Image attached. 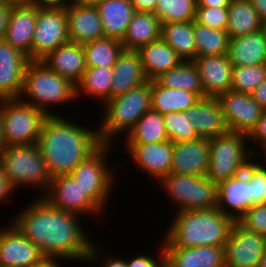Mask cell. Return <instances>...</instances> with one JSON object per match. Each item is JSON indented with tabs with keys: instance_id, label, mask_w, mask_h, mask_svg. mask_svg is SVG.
Listing matches in <instances>:
<instances>
[{
	"instance_id": "6da1fadb",
	"label": "cell",
	"mask_w": 266,
	"mask_h": 267,
	"mask_svg": "<svg viewBox=\"0 0 266 267\" xmlns=\"http://www.w3.org/2000/svg\"><path fill=\"white\" fill-rule=\"evenodd\" d=\"M17 214L12 224L38 246L44 256L87 262L98 259L99 247L87 237L78 222L79 215L56 209L43 197Z\"/></svg>"
},
{
	"instance_id": "7a4b0ae2",
	"label": "cell",
	"mask_w": 266,
	"mask_h": 267,
	"mask_svg": "<svg viewBox=\"0 0 266 267\" xmlns=\"http://www.w3.org/2000/svg\"><path fill=\"white\" fill-rule=\"evenodd\" d=\"M38 146L45 160L51 179L68 175L74 168L95 152L103 143L98 130L49 116L40 131Z\"/></svg>"
},
{
	"instance_id": "3957f363",
	"label": "cell",
	"mask_w": 266,
	"mask_h": 267,
	"mask_svg": "<svg viewBox=\"0 0 266 267\" xmlns=\"http://www.w3.org/2000/svg\"><path fill=\"white\" fill-rule=\"evenodd\" d=\"M163 247L224 246L236 222L217 208L179 210Z\"/></svg>"
},
{
	"instance_id": "277c9868",
	"label": "cell",
	"mask_w": 266,
	"mask_h": 267,
	"mask_svg": "<svg viewBox=\"0 0 266 267\" xmlns=\"http://www.w3.org/2000/svg\"><path fill=\"white\" fill-rule=\"evenodd\" d=\"M22 96L30 98L24 102L43 110L49 116H57L48 111L46 106L76 100V85L54 72L43 61L30 60L24 73L20 98Z\"/></svg>"
},
{
	"instance_id": "5b68a950",
	"label": "cell",
	"mask_w": 266,
	"mask_h": 267,
	"mask_svg": "<svg viewBox=\"0 0 266 267\" xmlns=\"http://www.w3.org/2000/svg\"><path fill=\"white\" fill-rule=\"evenodd\" d=\"M103 105L105 115L98 127L99 137L102 143L111 144L115 135L125 130L128 134L137 121L151 109V81L130 89Z\"/></svg>"
},
{
	"instance_id": "8992f818",
	"label": "cell",
	"mask_w": 266,
	"mask_h": 267,
	"mask_svg": "<svg viewBox=\"0 0 266 267\" xmlns=\"http://www.w3.org/2000/svg\"><path fill=\"white\" fill-rule=\"evenodd\" d=\"M247 141L246 134L230 131L209 139V165L206 177L218 184L244 170L256 154V150H247Z\"/></svg>"
},
{
	"instance_id": "52a82bcc",
	"label": "cell",
	"mask_w": 266,
	"mask_h": 267,
	"mask_svg": "<svg viewBox=\"0 0 266 267\" xmlns=\"http://www.w3.org/2000/svg\"><path fill=\"white\" fill-rule=\"evenodd\" d=\"M0 166L15 188L38 185L47 191L51 177L37 143L6 147L0 152Z\"/></svg>"
},
{
	"instance_id": "ba28073f",
	"label": "cell",
	"mask_w": 266,
	"mask_h": 267,
	"mask_svg": "<svg viewBox=\"0 0 266 267\" xmlns=\"http://www.w3.org/2000/svg\"><path fill=\"white\" fill-rule=\"evenodd\" d=\"M2 115L6 147L38 143L42 126L49 117L21 98L2 99Z\"/></svg>"
},
{
	"instance_id": "9c48e42d",
	"label": "cell",
	"mask_w": 266,
	"mask_h": 267,
	"mask_svg": "<svg viewBox=\"0 0 266 267\" xmlns=\"http://www.w3.org/2000/svg\"><path fill=\"white\" fill-rule=\"evenodd\" d=\"M178 210H200L217 207V183L206 176L198 177L170 173L160 180Z\"/></svg>"
},
{
	"instance_id": "30bf717a",
	"label": "cell",
	"mask_w": 266,
	"mask_h": 267,
	"mask_svg": "<svg viewBox=\"0 0 266 267\" xmlns=\"http://www.w3.org/2000/svg\"><path fill=\"white\" fill-rule=\"evenodd\" d=\"M110 148V143H103L95 152L79 163L70 174L101 209L107 204V198L114 184V175L111 171L113 169H109L105 161L107 156L105 154Z\"/></svg>"
},
{
	"instance_id": "8fae6325",
	"label": "cell",
	"mask_w": 266,
	"mask_h": 267,
	"mask_svg": "<svg viewBox=\"0 0 266 267\" xmlns=\"http://www.w3.org/2000/svg\"><path fill=\"white\" fill-rule=\"evenodd\" d=\"M69 42L66 7L37 8L31 46V60H42L57 47Z\"/></svg>"
},
{
	"instance_id": "7c38bea8",
	"label": "cell",
	"mask_w": 266,
	"mask_h": 267,
	"mask_svg": "<svg viewBox=\"0 0 266 267\" xmlns=\"http://www.w3.org/2000/svg\"><path fill=\"white\" fill-rule=\"evenodd\" d=\"M41 197L54 208L79 214V216L89 212L90 215L93 212L96 215L102 211L70 174L53 177L46 193Z\"/></svg>"
},
{
	"instance_id": "4fadbf2b",
	"label": "cell",
	"mask_w": 266,
	"mask_h": 267,
	"mask_svg": "<svg viewBox=\"0 0 266 267\" xmlns=\"http://www.w3.org/2000/svg\"><path fill=\"white\" fill-rule=\"evenodd\" d=\"M266 236L235 222L224 245L226 267H259Z\"/></svg>"
},
{
	"instance_id": "5bb4252c",
	"label": "cell",
	"mask_w": 266,
	"mask_h": 267,
	"mask_svg": "<svg viewBox=\"0 0 266 267\" xmlns=\"http://www.w3.org/2000/svg\"><path fill=\"white\" fill-rule=\"evenodd\" d=\"M217 98L230 132L248 135L265 111L249 93L229 90Z\"/></svg>"
},
{
	"instance_id": "9a60e30c",
	"label": "cell",
	"mask_w": 266,
	"mask_h": 267,
	"mask_svg": "<svg viewBox=\"0 0 266 267\" xmlns=\"http://www.w3.org/2000/svg\"><path fill=\"white\" fill-rule=\"evenodd\" d=\"M37 7L28 0H15L7 19L4 40L31 60Z\"/></svg>"
},
{
	"instance_id": "2e32d148",
	"label": "cell",
	"mask_w": 266,
	"mask_h": 267,
	"mask_svg": "<svg viewBox=\"0 0 266 267\" xmlns=\"http://www.w3.org/2000/svg\"><path fill=\"white\" fill-rule=\"evenodd\" d=\"M228 206L234 212L227 211ZM251 206H254V201L251 198L247 164L246 168L235 174L233 178L217 184L216 208L237 222Z\"/></svg>"
},
{
	"instance_id": "e0dca14e",
	"label": "cell",
	"mask_w": 266,
	"mask_h": 267,
	"mask_svg": "<svg viewBox=\"0 0 266 267\" xmlns=\"http://www.w3.org/2000/svg\"><path fill=\"white\" fill-rule=\"evenodd\" d=\"M43 256L12 223L0 230V267H31Z\"/></svg>"
},
{
	"instance_id": "ac0fdd59",
	"label": "cell",
	"mask_w": 266,
	"mask_h": 267,
	"mask_svg": "<svg viewBox=\"0 0 266 267\" xmlns=\"http://www.w3.org/2000/svg\"><path fill=\"white\" fill-rule=\"evenodd\" d=\"M29 61L21 51L0 40V100L20 98Z\"/></svg>"
},
{
	"instance_id": "d6986e66",
	"label": "cell",
	"mask_w": 266,
	"mask_h": 267,
	"mask_svg": "<svg viewBox=\"0 0 266 267\" xmlns=\"http://www.w3.org/2000/svg\"><path fill=\"white\" fill-rule=\"evenodd\" d=\"M208 165V138L174 142L170 173L202 177L206 176Z\"/></svg>"
},
{
	"instance_id": "ffe728a7",
	"label": "cell",
	"mask_w": 266,
	"mask_h": 267,
	"mask_svg": "<svg viewBox=\"0 0 266 267\" xmlns=\"http://www.w3.org/2000/svg\"><path fill=\"white\" fill-rule=\"evenodd\" d=\"M136 165L149 176L161 180L170 174L174 142L171 140L150 144H126Z\"/></svg>"
},
{
	"instance_id": "44dd1931",
	"label": "cell",
	"mask_w": 266,
	"mask_h": 267,
	"mask_svg": "<svg viewBox=\"0 0 266 267\" xmlns=\"http://www.w3.org/2000/svg\"><path fill=\"white\" fill-rule=\"evenodd\" d=\"M193 62L198 68L205 96L218 97L230 90L234 66L228 54L196 57Z\"/></svg>"
},
{
	"instance_id": "7402d4cb",
	"label": "cell",
	"mask_w": 266,
	"mask_h": 267,
	"mask_svg": "<svg viewBox=\"0 0 266 267\" xmlns=\"http://www.w3.org/2000/svg\"><path fill=\"white\" fill-rule=\"evenodd\" d=\"M66 6L68 38L84 44L105 37L100 14L95 5Z\"/></svg>"
},
{
	"instance_id": "603a6c76",
	"label": "cell",
	"mask_w": 266,
	"mask_h": 267,
	"mask_svg": "<svg viewBox=\"0 0 266 267\" xmlns=\"http://www.w3.org/2000/svg\"><path fill=\"white\" fill-rule=\"evenodd\" d=\"M189 120L201 138H214L229 132L223 109L217 97L201 98L186 111Z\"/></svg>"
},
{
	"instance_id": "cb8c5ba5",
	"label": "cell",
	"mask_w": 266,
	"mask_h": 267,
	"mask_svg": "<svg viewBox=\"0 0 266 267\" xmlns=\"http://www.w3.org/2000/svg\"><path fill=\"white\" fill-rule=\"evenodd\" d=\"M171 267H226L224 246L163 247Z\"/></svg>"
},
{
	"instance_id": "d4e9b609",
	"label": "cell",
	"mask_w": 266,
	"mask_h": 267,
	"mask_svg": "<svg viewBox=\"0 0 266 267\" xmlns=\"http://www.w3.org/2000/svg\"><path fill=\"white\" fill-rule=\"evenodd\" d=\"M41 61L54 72L77 85L87 67L83 44L67 42L50 52Z\"/></svg>"
},
{
	"instance_id": "484cf974",
	"label": "cell",
	"mask_w": 266,
	"mask_h": 267,
	"mask_svg": "<svg viewBox=\"0 0 266 267\" xmlns=\"http://www.w3.org/2000/svg\"><path fill=\"white\" fill-rule=\"evenodd\" d=\"M147 81L140 54L137 51L123 50L113 66L111 99Z\"/></svg>"
},
{
	"instance_id": "4316f807",
	"label": "cell",
	"mask_w": 266,
	"mask_h": 267,
	"mask_svg": "<svg viewBox=\"0 0 266 267\" xmlns=\"http://www.w3.org/2000/svg\"><path fill=\"white\" fill-rule=\"evenodd\" d=\"M105 37L123 41L135 12L130 0H100L96 5Z\"/></svg>"
},
{
	"instance_id": "83f0119b",
	"label": "cell",
	"mask_w": 266,
	"mask_h": 267,
	"mask_svg": "<svg viewBox=\"0 0 266 267\" xmlns=\"http://www.w3.org/2000/svg\"><path fill=\"white\" fill-rule=\"evenodd\" d=\"M228 57L233 66L266 63V41L262 29L230 38Z\"/></svg>"
},
{
	"instance_id": "f1b7e54d",
	"label": "cell",
	"mask_w": 266,
	"mask_h": 267,
	"mask_svg": "<svg viewBox=\"0 0 266 267\" xmlns=\"http://www.w3.org/2000/svg\"><path fill=\"white\" fill-rule=\"evenodd\" d=\"M161 39V22L150 12L135 11L128 25L122 45L124 50L137 51Z\"/></svg>"
},
{
	"instance_id": "f546056e",
	"label": "cell",
	"mask_w": 266,
	"mask_h": 267,
	"mask_svg": "<svg viewBox=\"0 0 266 267\" xmlns=\"http://www.w3.org/2000/svg\"><path fill=\"white\" fill-rule=\"evenodd\" d=\"M137 52L141 56L143 69L149 81L175 68L183 61L162 39L141 47Z\"/></svg>"
},
{
	"instance_id": "4dcf8cb0",
	"label": "cell",
	"mask_w": 266,
	"mask_h": 267,
	"mask_svg": "<svg viewBox=\"0 0 266 267\" xmlns=\"http://www.w3.org/2000/svg\"><path fill=\"white\" fill-rule=\"evenodd\" d=\"M201 98L193 92L166 88L151 80V109L162 115L170 112H186Z\"/></svg>"
},
{
	"instance_id": "1f68e13d",
	"label": "cell",
	"mask_w": 266,
	"mask_h": 267,
	"mask_svg": "<svg viewBox=\"0 0 266 267\" xmlns=\"http://www.w3.org/2000/svg\"><path fill=\"white\" fill-rule=\"evenodd\" d=\"M161 39L178 54L183 61L196 58L194 21L161 24Z\"/></svg>"
},
{
	"instance_id": "d6a6232c",
	"label": "cell",
	"mask_w": 266,
	"mask_h": 267,
	"mask_svg": "<svg viewBox=\"0 0 266 267\" xmlns=\"http://www.w3.org/2000/svg\"><path fill=\"white\" fill-rule=\"evenodd\" d=\"M166 88H176L196 93L200 98L206 97L198 68L193 61H182L178 66L154 79Z\"/></svg>"
},
{
	"instance_id": "836d02e7",
	"label": "cell",
	"mask_w": 266,
	"mask_h": 267,
	"mask_svg": "<svg viewBox=\"0 0 266 267\" xmlns=\"http://www.w3.org/2000/svg\"><path fill=\"white\" fill-rule=\"evenodd\" d=\"M263 23L249 0H231L228 6L227 32L230 38L262 29Z\"/></svg>"
},
{
	"instance_id": "e575fe53",
	"label": "cell",
	"mask_w": 266,
	"mask_h": 267,
	"mask_svg": "<svg viewBox=\"0 0 266 267\" xmlns=\"http://www.w3.org/2000/svg\"><path fill=\"white\" fill-rule=\"evenodd\" d=\"M127 144H150L169 140L163 115L153 109L148 110L126 135Z\"/></svg>"
},
{
	"instance_id": "d590c367",
	"label": "cell",
	"mask_w": 266,
	"mask_h": 267,
	"mask_svg": "<svg viewBox=\"0 0 266 267\" xmlns=\"http://www.w3.org/2000/svg\"><path fill=\"white\" fill-rule=\"evenodd\" d=\"M86 67H111L124 50L122 42L103 37L83 44Z\"/></svg>"
},
{
	"instance_id": "8d00e7d4",
	"label": "cell",
	"mask_w": 266,
	"mask_h": 267,
	"mask_svg": "<svg viewBox=\"0 0 266 267\" xmlns=\"http://www.w3.org/2000/svg\"><path fill=\"white\" fill-rule=\"evenodd\" d=\"M113 68L87 67L82 79L76 85V96L85 92L86 96L101 98L106 102L111 99Z\"/></svg>"
},
{
	"instance_id": "74e56055",
	"label": "cell",
	"mask_w": 266,
	"mask_h": 267,
	"mask_svg": "<svg viewBox=\"0 0 266 267\" xmlns=\"http://www.w3.org/2000/svg\"><path fill=\"white\" fill-rule=\"evenodd\" d=\"M194 38L196 57L228 54L230 37L226 30L212 29L194 20Z\"/></svg>"
},
{
	"instance_id": "f35d334b",
	"label": "cell",
	"mask_w": 266,
	"mask_h": 267,
	"mask_svg": "<svg viewBox=\"0 0 266 267\" xmlns=\"http://www.w3.org/2000/svg\"><path fill=\"white\" fill-rule=\"evenodd\" d=\"M196 11V0H158L154 14L163 24L194 21Z\"/></svg>"
},
{
	"instance_id": "ab89813d",
	"label": "cell",
	"mask_w": 266,
	"mask_h": 267,
	"mask_svg": "<svg viewBox=\"0 0 266 267\" xmlns=\"http://www.w3.org/2000/svg\"><path fill=\"white\" fill-rule=\"evenodd\" d=\"M266 79V63L234 66L230 90L251 94Z\"/></svg>"
},
{
	"instance_id": "60d3db41",
	"label": "cell",
	"mask_w": 266,
	"mask_h": 267,
	"mask_svg": "<svg viewBox=\"0 0 266 267\" xmlns=\"http://www.w3.org/2000/svg\"><path fill=\"white\" fill-rule=\"evenodd\" d=\"M167 137L173 142L200 138L189 120L187 112H170L163 115Z\"/></svg>"
},
{
	"instance_id": "b9f144b4",
	"label": "cell",
	"mask_w": 266,
	"mask_h": 267,
	"mask_svg": "<svg viewBox=\"0 0 266 267\" xmlns=\"http://www.w3.org/2000/svg\"><path fill=\"white\" fill-rule=\"evenodd\" d=\"M248 179L254 206L266 204V167L251 160L248 163Z\"/></svg>"
},
{
	"instance_id": "7bdbcfd3",
	"label": "cell",
	"mask_w": 266,
	"mask_h": 267,
	"mask_svg": "<svg viewBox=\"0 0 266 267\" xmlns=\"http://www.w3.org/2000/svg\"><path fill=\"white\" fill-rule=\"evenodd\" d=\"M195 21L217 30H227L228 7H197Z\"/></svg>"
},
{
	"instance_id": "ee69618b",
	"label": "cell",
	"mask_w": 266,
	"mask_h": 267,
	"mask_svg": "<svg viewBox=\"0 0 266 267\" xmlns=\"http://www.w3.org/2000/svg\"><path fill=\"white\" fill-rule=\"evenodd\" d=\"M237 222L248 231L266 236V204L251 206Z\"/></svg>"
},
{
	"instance_id": "f6af8a7d",
	"label": "cell",
	"mask_w": 266,
	"mask_h": 267,
	"mask_svg": "<svg viewBox=\"0 0 266 267\" xmlns=\"http://www.w3.org/2000/svg\"><path fill=\"white\" fill-rule=\"evenodd\" d=\"M161 250V257H159L160 260L141 253L130 261L126 260V267H161L164 262V248L162 247Z\"/></svg>"
},
{
	"instance_id": "bcb514c9",
	"label": "cell",
	"mask_w": 266,
	"mask_h": 267,
	"mask_svg": "<svg viewBox=\"0 0 266 267\" xmlns=\"http://www.w3.org/2000/svg\"><path fill=\"white\" fill-rule=\"evenodd\" d=\"M248 141L259 142L260 147L266 145V110L262 114L261 118L258 120L255 127L247 135Z\"/></svg>"
},
{
	"instance_id": "7dc6e473",
	"label": "cell",
	"mask_w": 266,
	"mask_h": 267,
	"mask_svg": "<svg viewBox=\"0 0 266 267\" xmlns=\"http://www.w3.org/2000/svg\"><path fill=\"white\" fill-rule=\"evenodd\" d=\"M14 190L15 187L0 166V203L7 199Z\"/></svg>"
},
{
	"instance_id": "c3c4849f",
	"label": "cell",
	"mask_w": 266,
	"mask_h": 267,
	"mask_svg": "<svg viewBox=\"0 0 266 267\" xmlns=\"http://www.w3.org/2000/svg\"><path fill=\"white\" fill-rule=\"evenodd\" d=\"M137 12L154 13L158 0H130Z\"/></svg>"
},
{
	"instance_id": "681fc988",
	"label": "cell",
	"mask_w": 266,
	"mask_h": 267,
	"mask_svg": "<svg viewBox=\"0 0 266 267\" xmlns=\"http://www.w3.org/2000/svg\"><path fill=\"white\" fill-rule=\"evenodd\" d=\"M32 5L38 9L46 8H64L67 6L66 0H28Z\"/></svg>"
},
{
	"instance_id": "f907efd6",
	"label": "cell",
	"mask_w": 266,
	"mask_h": 267,
	"mask_svg": "<svg viewBox=\"0 0 266 267\" xmlns=\"http://www.w3.org/2000/svg\"><path fill=\"white\" fill-rule=\"evenodd\" d=\"M253 99L266 110V79L251 93Z\"/></svg>"
},
{
	"instance_id": "816d5d0a",
	"label": "cell",
	"mask_w": 266,
	"mask_h": 267,
	"mask_svg": "<svg viewBox=\"0 0 266 267\" xmlns=\"http://www.w3.org/2000/svg\"><path fill=\"white\" fill-rule=\"evenodd\" d=\"M12 4H0V40L4 38L7 19Z\"/></svg>"
},
{
	"instance_id": "f5cc1de1",
	"label": "cell",
	"mask_w": 266,
	"mask_h": 267,
	"mask_svg": "<svg viewBox=\"0 0 266 267\" xmlns=\"http://www.w3.org/2000/svg\"><path fill=\"white\" fill-rule=\"evenodd\" d=\"M197 7H228L231 0H196Z\"/></svg>"
},
{
	"instance_id": "db71d44e",
	"label": "cell",
	"mask_w": 266,
	"mask_h": 267,
	"mask_svg": "<svg viewBox=\"0 0 266 267\" xmlns=\"http://www.w3.org/2000/svg\"><path fill=\"white\" fill-rule=\"evenodd\" d=\"M253 8L258 12L260 20L266 23V0H249Z\"/></svg>"
},
{
	"instance_id": "11a10c76",
	"label": "cell",
	"mask_w": 266,
	"mask_h": 267,
	"mask_svg": "<svg viewBox=\"0 0 266 267\" xmlns=\"http://www.w3.org/2000/svg\"><path fill=\"white\" fill-rule=\"evenodd\" d=\"M56 259L57 257L43 256L31 267H60Z\"/></svg>"
},
{
	"instance_id": "9f6ffc18",
	"label": "cell",
	"mask_w": 266,
	"mask_h": 267,
	"mask_svg": "<svg viewBox=\"0 0 266 267\" xmlns=\"http://www.w3.org/2000/svg\"><path fill=\"white\" fill-rule=\"evenodd\" d=\"M103 267H126V260L118 257H108L103 261Z\"/></svg>"
},
{
	"instance_id": "6f0895ef",
	"label": "cell",
	"mask_w": 266,
	"mask_h": 267,
	"mask_svg": "<svg viewBox=\"0 0 266 267\" xmlns=\"http://www.w3.org/2000/svg\"><path fill=\"white\" fill-rule=\"evenodd\" d=\"M6 148L3 130L2 99L0 100V152Z\"/></svg>"
},
{
	"instance_id": "680465c9",
	"label": "cell",
	"mask_w": 266,
	"mask_h": 267,
	"mask_svg": "<svg viewBox=\"0 0 266 267\" xmlns=\"http://www.w3.org/2000/svg\"><path fill=\"white\" fill-rule=\"evenodd\" d=\"M100 0H71V5H96ZM68 2V0H67Z\"/></svg>"
},
{
	"instance_id": "91938a15",
	"label": "cell",
	"mask_w": 266,
	"mask_h": 267,
	"mask_svg": "<svg viewBox=\"0 0 266 267\" xmlns=\"http://www.w3.org/2000/svg\"><path fill=\"white\" fill-rule=\"evenodd\" d=\"M259 267H266V244L262 252Z\"/></svg>"
},
{
	"instance_id": "94428289",
	"label": "cell",
	"mask_w": 266,
	"mask_h": 267,
	"mask_svg": "<svg viewBox=\"0 0 266 267\" xmlns=\"http://www.w3.org/2000/svg\"><path fill=\"white\" fill-rule=\"evenodd\" d=\"M15 0H0V4H12Z\"/></svg>"
},
{
	"instance_id": "6125c7cd",
	"label": "cell",
	"mask_w": 266,
	"mask_h": 267,
	"mask_svg": "<svg viewBox=\"0 0 266 267\" xmlns=\"http://www.w3.org/2000/svg\"><path fill=\"white\" fill-rule=\"evenodd\" d=\"M262 31H263V34H264V37H265V41H266V23L263 24Z\"/></svg>"
},
{
	"instance_id": "be15d7a7",
	"label": "cell",
	"mask_w": 266,
	"mask_h": 267,
	"mask_svg": "<svg viewBox=\"0 0 266 267\" xmlns=\"http://www.w3.org/2000/svg\"><path fill=\"white\" fill-rule=\"evenodd\" d=\"M161 267H171V266L164 260Z\"/></svg>"
},
{
	"instance_id": "e7e4bbea",
	"label": "cell",
	"mask_w": 266,
	"mask_h": 267,
	"mask_svg": "<svg viewBox=\"0 0 266 267\" xmlns=\"http://www.w3.org/2000/svg\"><path fill=\"white\" fill-rule=\"evenodd\" d=\"M262 149H263V151H264V153L266 155V145ZM264 157H266V156H264ZM265 163H266V161H265ZM264 167H266V166L264 165Z\"/></svg>"
}]
</instances>
